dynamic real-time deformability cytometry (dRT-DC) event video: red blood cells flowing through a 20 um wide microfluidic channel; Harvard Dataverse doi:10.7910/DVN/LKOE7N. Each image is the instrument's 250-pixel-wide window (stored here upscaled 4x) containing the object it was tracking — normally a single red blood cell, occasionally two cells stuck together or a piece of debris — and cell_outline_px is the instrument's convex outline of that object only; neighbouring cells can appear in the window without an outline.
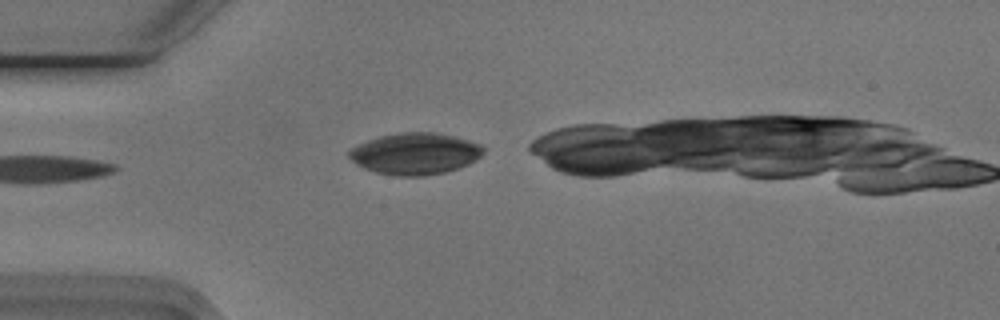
{"species": "Egyptian fruit bat (a non-hibernating species)", "species_latin": "Rousettus aegyptiacus", "temperature_condition": "cold", "stored_images_in_passage": 10, "camera_frame_rate_fps": 3000, "um_per_image_px": 0.085, "animal": {"sex": "male"}, "frame": {"image": 1, "passage_image": 1, "time_ms": 0.0, "image_size_px": [1000, 320], "cell_outline_px": [[484, 152], [476, 160], [468, 164], [444, 172], [424, 176], [396, 176], [376, 172], [364, 168], [352, 160], [348, 156], [348, 152], [352, 148], [368, 140], [380, 136], [404, 132], [436, 132], [468, 140], [480, 144], [484, 148]], "centroid_in_image_um": [35.29, 13.06], "position_along_channel_um": 49.7, "area_um2": 32.25}}
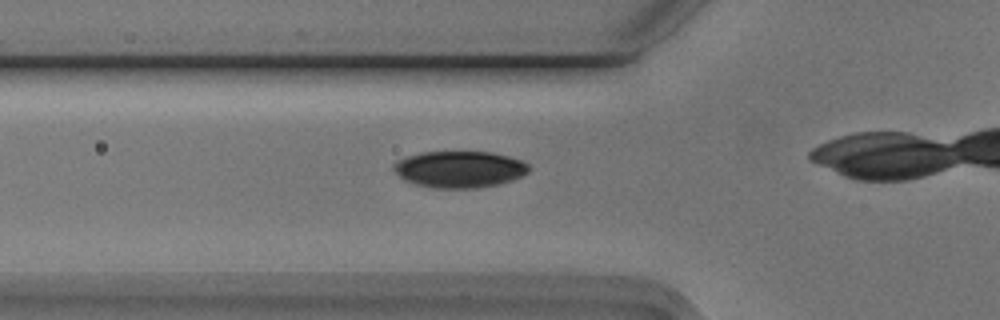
{"frame": {"image": 2, "passage_image": 5, "time_ms": 1.333, "image_size_px": [1000, 320], "cell_outline_px": [[528, 172], [512, 180], [496, 184], [476, 188], [428, 188], [404, 180], [392, 168], [392, 164], [396, 160], [420, 152], [492, 152], [508, 156], [520, 160], [528, 164]], "centroid_in_image_um": [39.01, 14.39], "position_along_channel_um": 86.8, "area_um2": 28.78}}
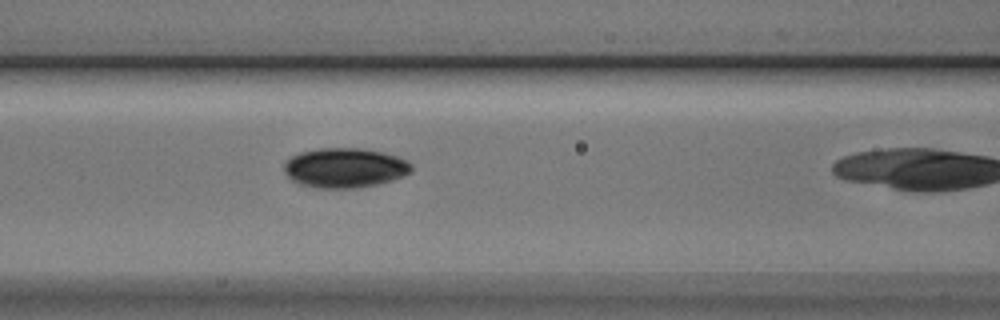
{"frame": {"image": 3, "passage_image": 9, "time_ms": 2.667, "image_size_px": [1000, 320], "cell_outline_px": [[412, 172], [404, 176], [392, 180], [360, 188], [316, 188], [300, 184], [292, 180], [284, 172], [284, 164], [292, 156], [300, 152], [320, 148], [360, 148], [384, 152], [408, 160], [412, 164]], "centroid_in_image_um": [29.34, 14.27], "position_along_channel_um": 137.3, "area_um2": 29.65}}